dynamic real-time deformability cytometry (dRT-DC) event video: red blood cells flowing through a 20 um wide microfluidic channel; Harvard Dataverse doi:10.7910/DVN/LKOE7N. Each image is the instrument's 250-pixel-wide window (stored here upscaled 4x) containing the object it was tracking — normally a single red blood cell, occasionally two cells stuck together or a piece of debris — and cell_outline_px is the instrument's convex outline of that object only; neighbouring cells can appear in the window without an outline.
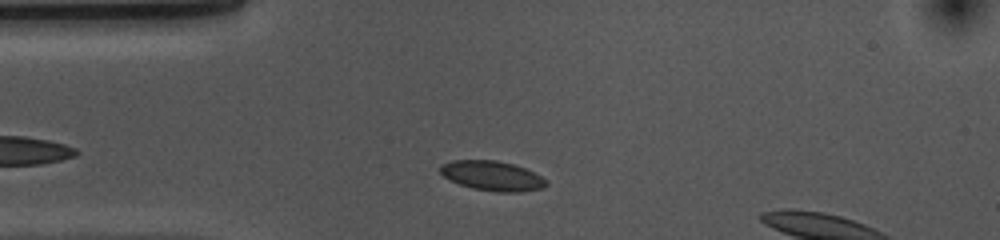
{"species": "common noctule bat (a hibernating species)", "species_latin": "Nyctalus noctula", "temperature_condition": "cold", "stored_images_in_passage": 8, "camera_frame_rate_fps": 3000, "um_per_image_px": 0.085, "animal": {"sex": "female", "body_mass_g": 10.0, "forearm_length_mm": 53.1}, "frame": {"image": 1, "passage_image": 5, "time_ms": 1.333, "image_size_px": [1000, 240], "cell_outline_px": [[548, 184], [544, 188], [520, 192], [496, 192], [472, 188], [460, 184], [444, 176], [440, 172], [440, 164], [452, 160], [496, 160], [512, 164], [524, 168], [548, 180]], "centroid_in_image_um": [41.85, 14.95], "position_along_channel_um": 43.2, "area_um2": 18.32}}